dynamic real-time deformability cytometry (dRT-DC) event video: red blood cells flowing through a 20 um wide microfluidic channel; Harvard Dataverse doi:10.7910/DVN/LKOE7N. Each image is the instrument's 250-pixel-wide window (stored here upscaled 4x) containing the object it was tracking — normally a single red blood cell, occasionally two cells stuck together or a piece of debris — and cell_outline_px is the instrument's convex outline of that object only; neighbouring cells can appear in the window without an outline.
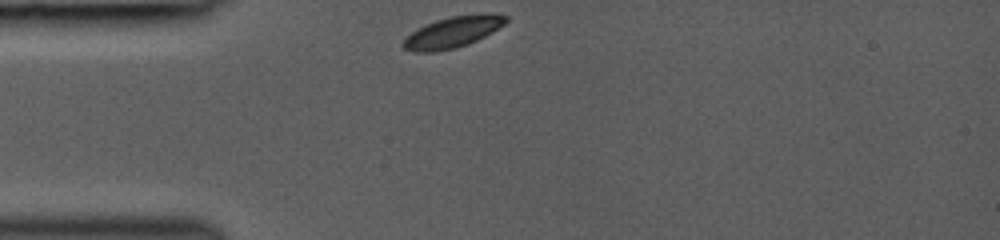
{"species": "common noctule bat (a hibernating species)", "species_latin": "Nyctalus noctula", "temperature_condition": "room temperature", "stored_images_in_passage": 4, "camera_frame_rate_fps": 3000, "um_per_image_px": 0.085, "animal": {"sex": "female", "body_mass_g": 19.0, "forearm_length_mm": 53.3}, "frame": {"image": 1, "passage_image": 1, "time_ms": 0.0, "image_size_px": [1000, 240], "cell_outline_px": [[508, 20], [504, 24], [492, 32], [468, 44], [452, 48], [432, 52], [412, 52], [404, 48], [400, 44], [416, 28], [424, 24], [436, 20], [452, 16], [492, 12], [508, 16]], "centroid_in_image_um": [38.48, 2.71], "position_along_channel_um": 46.5, "area_um2": 18.61}}
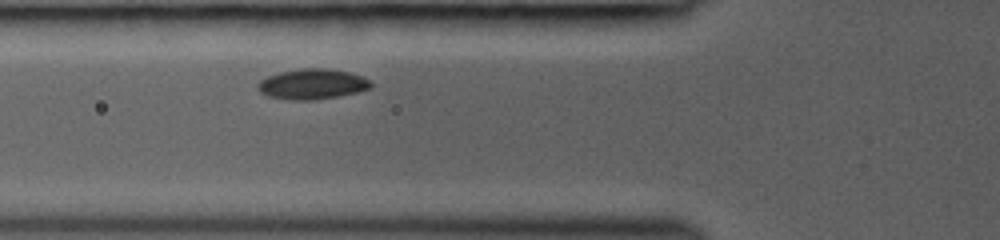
{"frame": {"image": 2, "passage_image": 4, "time_ms": 1.667, "image_size_px": [1000, 240], "cell_outline_px": [[372, 88], [356, 92], [336, 96], [312, 100], [292, 100], [268, 96], [260, 92], [256, 88], [256, 84], [260, 80], [268, 76], [280, 72], [304, 68], [328, 68], [348, 72], [360, 76], [368, 80], [372, 84]], "centroid_in_image_um": [26.5, 7.14], "position_along_channel_um": 99.3, "area_um2": 19.83}}